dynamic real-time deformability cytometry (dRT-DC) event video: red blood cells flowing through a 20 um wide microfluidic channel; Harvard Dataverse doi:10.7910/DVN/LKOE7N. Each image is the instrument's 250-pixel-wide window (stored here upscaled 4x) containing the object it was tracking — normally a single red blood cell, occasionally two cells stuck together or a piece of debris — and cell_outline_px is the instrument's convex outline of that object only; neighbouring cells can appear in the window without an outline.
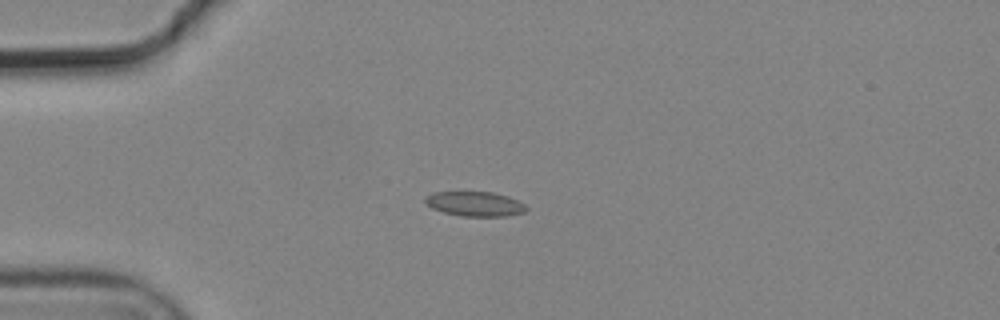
{"species": "common noctule bat (a hibernating species)", "species_latin": "Nyctalus noctula", "temperature_condition": "cold", "stored_images_in_passage": 4, "camera_frame_rate_fps": 3000, "um_per_image_px": 0.085, "animal": {"sex": "male", "body_mass_g": 19.2, "forearm_length_mm": 51.8}, "frame": {"image": 1, "passage_image": 4, "time_ms": 1.0, "image_size_px": [1000, 320], "cell_outline_px": [[528, 208], [524, 212], [504, 216], [460, 216], [444, 212], [432, 208], [424, 200], [432, 192], [492, 192], [508, 196], [524, 204]], "centroid_in_image_um": [40.38, 17.33], "position_along_channel_um": 44.6, "area_um2": 14.33}}